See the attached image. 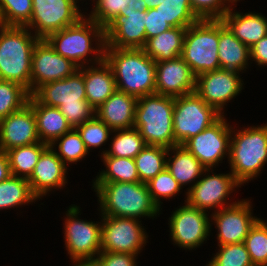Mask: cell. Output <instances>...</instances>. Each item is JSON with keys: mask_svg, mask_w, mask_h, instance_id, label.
Listing matches in <instances>:
<instances>
[{"mask_svg": "<svg viewBox=\"0 0 267 266\" xmlns=\"http://www.w3.org/2000/svg\"><path fill=\"white\" fill-rule=\"evenodd\" d=\"M72 266H101L97 258L93 259H74L71 260Z\"/></svg>", "mask_w": 267, "mask_h": 266, "instance_id": "obj_51", "label": "cell"}, {"mask_svg": "<svg viewBox=\"0 0 267 266\" xmlns=\"http://www.w3.org/2000/svg\"><path fill=\"white\" fill-rule=\"evenodd\" d=\"M194 14L200 19H221L231 8L227 0H189Z\"/></svg>", "mask_w": 267, "mask_h": 266, "instance_id": "obj_44", "label": "cell"}, {"mask_svg": "<svg viewBox=\"0 0 267 266\" xmlns=\"http://www.w3.org/2000/svg\"><path fill=\"white\" fill-rule=\"evenodd\" d=\"M32 0H0V25L25 27L32 14Z\"/></svg>", "mask_w": 267, "mask_h": 266, "instance_id": "obj_39", "label": "cell"}, {"mask_svg": "<svg viewBox=\"0 0 267 266\" xmlns=\"http://www.w3.org/2000/svg\"><path fill=\"white\" fill-rule=\"evenodd\" d=\"M58 109L72 129L78 128L95 116V109L90 104L60 105Z\"/></svg>", "mask_w": 267, "mask_h": 266, "instance_id": "obj_45", "label": "cell"}, {"mask_svg": "<svg viewBox=\"0 0 267 266\" xmlns=\"http://www.w3.org/2000/svg\"><path fill=\"white\" fill-rule=\"evenodd\" d=\"M238 129L232 125L227 162L234 178L244 186L257 179L267 163V123Z\"/></svg>", "mask_w": 267, "mask_h": 266, "instance_id": "obj_4", "label": "cell"}, {"mask_svg": "<svg viewBox=\"0 0 267 266\" xmlns=\"http://www.w3.org/2000/svg\"><path fill=\"white\" fill-rule=\"evenodd\" d=\"M32 3L31 19L25 27L40 39L76 24L85 16L77 0H32Z\"/></svg>", "mask_w": 267, "mask_h": 266, "instance_id": "obj_12", "label": "cell"}, {"mask_svg": "<svg viewBox=\"0 0 267 266\" xmlns=\"http://www.w3.org/2000/svg\"><path fill=\"white\" fill-rule=\"evenodd\" d=\"M39 40L27 27L0 25V80L18 83L30 93L32 53Z\"/></svg>", "mask_w": 267, "mask_h": 266, "instance_id": "obj_5", "label": "cell"}, {"mask_svg": "<svg viewBox=\"0 0 267 266\" xmlns=\"http://www.w3.org/2000/svg\"><path fill=\"white\" fill-rule=\"evenodd\" d=\"M244 244L254 266H267V220L259 218L255 222Z\"/></svg>", "mask_w": 267, "mask_h": 266, "instance_id": "obj_38", "label": "cell"}, {"mask_svg": "<svg viewBox=\"0 0 267 266\" xmlns=\"http://www.w3.org/2000/svg\"><path fill=\"white\" fill-rule=\"evenodd\" d=\"M78 69L76 64L57 53L45 39H40L32 53L30 94L45 83L73 75Z\"/></svg>", "mask_w": 267, "mask_h": 266, "instance_id": "obj_17", "label": "cell"}, {"mask_svg": "<svg viewBox=\"0 0 267 266\" xmlns=\"http://www.w3.org/2000/svg\"><path fill=\"white\" fill-rule=\"evenodd\" d=\"M84 76L86 100L96 110L115 91L116 83L111 67L105 60L78 69Z\"/></svg>", "mask_w": 267, "mask_h": 266, "instance_id": "obj_25", "label": "cell"}, {"mask_svg": "<svg viewBox=\"0 0 267 266\" xmlns=\"http://www.w3.org/2000/svg\"><path fill=\"white\" fill-rule=\"evenodd\" d=\"M172 26L163 18L159 10L150 8L146 10L145 15V32L146 41L160 33L167 31Z\"/></svg>", "mask_w": 267, "mask_h": 266, "instance_id": "obj_46", "label": "cell"}, {"mask_svg": "<svg viewBox=\"0 0 267 266\" xmlns=\"http://www.w3.org/2000/svg\"><path fill=\"white\" fill-rule=\"evenodd\" d=\"M236 6L221 18L235 37L251 48L255 43L267 35V18L262 13L235 11Z\"/></svg>", "mask_w": 267, "mask_h": 266, "instance_id": "obj_24", "label": "cell"}, {"mask_svg": "<svg viewBox=\"0 0 267 266\" xmlns=\"http://www.w3.org/2000/svg\"><path fill=\"white\" fill-rule=\"evenodd\" d=\"M11 175L7 154L4 151H0V182L8 179Z\"/></svg>", "mask_w": 267, "mask_h": 266, "instance_id": "obj_50", "label": "cell"}, {"mask_svg": "<svg viewBox=\"0 0 267 266\" xmlns=\"http://www.w3.org/2000/svg\"><path fill=\"white\" fill-rule=\"evenodd\" d=\"M218 44L219 19L198 20L187 27L181 58L196 77L220 69Z\"/></svg>", "mask_w": 267, "mask_h": 266, "instance_id": "obj_7", "label": "cell"}, {"mask_svg": "<svg viewBox=\"0 0 267 266\" xmlns=\"http://www.w3.org/2000/svg\"><path fill=\"white\" fill-rule=\"evenodd\" d=\"M231 6H237L236 3L240 2V0H227Z\"/></svg>", "mask_w": 267, "mask_h": 266, "instance_id": "obj_53", "label": "cell"}, {"mask_svg": "<svg viewBox=\"0 0 267 266\" xmlns=\"http://www.w3.org/2000/svg\"><path fill=\"white\" fill-rule=\"evenodd\" d=\"M81 207L71 204L65 211L64 246L69 259H93L101 252L102 215L101 221L80 219Z\"/></svg>", "mask_w": 267, "mask_h": 266, "instance_id": "obj_9", "label": "cell"}, {"mask_svg": "<svg viewBox=\"0 0 267 266\" xmlns=\"http://www.w3.org/2000/svg\"><path fill=\"white\" fill-rule=\"evenodd\" d=\"M138 98L116 91L95 110V115L113 131L133 128Z\"/></svg>", "mask_w": 267, "mask_h": 266, "instance_id": "obj_23", "label": "cell"}, {"mask_svg": "<svg viewBox=\"0 0 267 266\" xmlns=\"http://www.w3.org/2000/svg\"><path fill=\"white\" fill-rule=\"evenodd\" d=\"M186 29L185 27H171L167 31L149 38L142 49L155 62L181 56Z\"/></svg>", "mask_w": 267, "mask_h": 266, "instance_id": "obj_29", "label": "cell"}, {"mask_svg": "<svg viewBox=\"0 0 267 266\" xmlns=\"http://www.w3.org/2000/svg\"><path fill=\"white\" fill-rule=\"evenodd\" d=\"M49 146L67 167H70V164H77L79 161L82 162L89 154L76 129H71Z\"/></svg>", "mask_w": 267, "mask_h": 266, "instance_id": "obj_35", "label": "cell"}, {"mask_svg": "<svg viewBox=\"0 0 267 266\" xmlns=\"http://www.w3.org/2000/svg\"><path fill=\"white\" fill-rule=\"evenodd\" d=\"M222 115L195 92L174 98L173 131L175 145H183L215 123Z\"/></svg>", "mask_w": 267, "mask_h": 266, "instance_id": "obj_10", "label": "cell"}, {"mask_svg": "<svg viewBox=\"0 0 267 266\" xmlns=\"http://www.w3.org/2000/svg\"><path fill=\"white\" fill-rule=\"evenodd\" d=\"M144 2L146 3L148 9H150L158 6L161 3V0H144Z\"/></svg>", "mask_w": 267, "mask_h": 266, "instance_id": "obj_52", "label": "cell"}, {"mask_svg": "<svg viewBox=\"0 0 267 266\" xmlns=\"http://www.w3.org/2000/svg\"><path fill=\"white\" fill-rule=\"evenodd\" d=\"M40 142L36 117L32 107L26 104L22 109L0 119V151H8Z\"/></svg>", "mask_w": 267, "mask_h": 266, "instance_id": "obj_21", "label": "cell"}, {"mask_svg": "<svg viewBox=\"0 0 267 266\" xmlns=\"http://www.w3.org/2000/svg\"><path fill=\"white\" fill-rule=\"evenodd\" d=\"M166 168L186 192L201 178L206 169L200 161L183 145L168 148Z\"/></svg>", "mask_w": 267, "mask_h": 266, "instance_id": "obj_27", "label": "cell"}, {"mask_svg": "<svg viewBox=\"0 0 267 266\" xmlns=\"http://www.w3.org/2000/svg\"><path fill=\"white\" fill-rule=\"evenodd\" d=\"M218 58L220 69L243 75L251 67L250 48L235 37L221 19H219Z\"/></svg>", "mask_w": 267, "mask_h": 266, "instance_id": "obj_26", "label": "cell"}, {"mask_svg": "<svg viewBox=\"0 0 267 266\" xmlns=\"http://www.w3.org/2000/svg\"><path fill=\"white\" fill-rule=\"evenodd\" d=\"M146 11L119 14L104 27L105 47L142 49L146 44Z\"/></svg>", "mask_w": 267, "mask_h": 266, "instance_id": "obj_20", "label": "cell"}, {"mask_svg": "<svg viewBox=\"0 0 267 266\" xmlns=\"http://www.w3.org/2000/svg\"><path fill=\"white\" fill-rule=\"evenodd\" d=\"M45 40L57 53L71 60L79 68L104 60V28L86 15L76 24L49 34Z\"/></svg>", "mask_w": 267, "mask_h": 266, "instance_id": "obj_2", "label": "cell"}, {"mask_svg": "<svg viewBox=\"0 0 267 266\" xmlns=\"http://www.w3.org/2000/svg\"><path fill=\"white\" fill-rule=\"evenodd\" d=\"M102 216L154 219L162 214L147 184L141 182H92Z\"/></svg>", "mask_w": 267, "mask_h": 266, "instance_id": "obj_1", "label": "cell"}, {"mask_svg": "<svg viewBox=\"0 0 267 266\" xmlns=\"http://www.w3.org/2000/svg\"><path fill=\"white\" fill-rule=\"evenodd\" d=\"M92 9L87 18L96 22L101 27H105L111 20L124 10L125 0H89Z\"/></svg>", "mask_w": 267, "mask_h": 266, "instance_id": "obj_43", "label": "cell"}, {"mask_svg": "<svg viewBox=\"0 0 267 266\" xmlns=\"http://www.w3.org/2000/svg\"><path fill=\"white\" fill-rule=\"evenodd\" d=\"M39 103L51 107L72 104H90L86 100L83 74L77 70L73 75L45 83L31 94Z\"/></svg>", "mask_w": 267, "mask_h": 266, "instance_id": "obj_22", "label": "cell"}, {"mask_svg": "<svg viewBox=\"0 0 267 266\" xmlns=\"http://www.w3.org/2000/svg\"><path fill=\"white\" fill-rule=\"evenodd\" d=\"M76 130L89 153L95 148L97 149L105 146L107 142H109L113 131L96 115L92 119L81 124Z\"/></svg>", "mask_w": 267, "mask_h": 266, "instance_id": "obj_41", "label": "cell"}, {"mask_svg": "<svg viewBox=\"0 0 267 266\" xmlns=\"http://www.w3.org/2000/svg\"><path fill=\"white\" fill-rule=\"evenodd\" d=\"M172 27H189L200 20L193 12L189 0H161L155 7Z\"/></svg>", "mask_w": 267, "mask_h": 266, "instance_id": "obj_36", "label": "cell"}, {"mask_svg": "<svg viewBox=\"0 0 267 266\" xmlns=\"http://www.w3.org/2000/svg\"><path fill=\"white\" fill-rule=\"evenodd\" d=\"M148 9L144 0H125L124 10L120 14H131L134 11H146Z\"/></svg>", "mask_w": 267, "mask_h": 266, "instance_id": "obj_49", "label": "cell"}, {"mask_svg": "<svg viewBox=\"0 0 267 266\" xmlns=\"http://www.w3.org/2000/svg\"><path fill=\"white\" fill-rule=\"evenodd\" d=\"M241 186L231 172L216 174L214 168L205 169L201 178L186 192L184 202L211 214L237 203L239 199L232 201L230 195Z\"/></svg>", "mask_w": 267, "mask_h": 266, "instance_id": "obj_8", "label": "cell"}, {"mask_svg": "<svg viewBox=\"0 0 267 266\" xmlns=\"http://www.w3.org/2000/svg\"><path fill=\"white\" fill-rule=\"evenodd\" d=\"M49 145L40 142L15 147L6 151L11 174L28 179L42 154Z\"/></svg>", "mask_w": 267, "mask_h": 266, "instance_id": "obj_33", "label": "cell"}, {"mask_svg": "<svg viewBox=\"0 0 267 266\" xmlns=\"http://www.w3.org/2000/svg\"><path fill=\"white\" fill-rule=\"evenodd\" d=\"M29 91L18 83L0 80V119L28 104Z\"/></svg>", "mask_w": 267, "mask_h": 266, "instance_id": "obj_37", "label": "cell"}, {"mask_svg": "<svg viewBox=\"0 0 267 266\" xmlns=\"http://www.w3.org/2000/svg\"><path fill=\"white\" fill-rule=\"evenodd\" d=\"M39 199L32 193L26 178L11 175L0 182V211L35 204Z\"/></svg>", "mask_w": 267, "mask_h": 266, "instance_id": "obj_30", "label": "cell"}, {"mask_svg": "<svg viewBox=\"0 0 267 266\" xmlns=\"http://www.w3.org/2000/svg\"><path fill=\"white\" fill-rule=\"evenodd\" d=\"M68 167L48 146L41 154L31 176L27 179L32 193L42 200L56 190H63L68 185ZM50 194V195H49Z\"/></svg>", "mask_w": 267, "mask_h": 266, "instance_id": "obj_18", "label": "cell"}, {"mask_svg": "<svg viewBox=\"0 0 267 266\" xmlns=\"http://www.w3.org/2000/svg\"><path fill=\"white\" fill-rule=\"evenodd\" d=\"M173 112L174 97L157 93L139 97L133 127L147 145L171 148L175 146Z\"/></svg>", "mask_w": 267, "mask_h": 266, "instance_id": "obj_6", "label": "cell"}, {"mask_svg": "<svg viewBox=\"0 0 267 266\" xmlns=\"http://www.w3.org/2000/svg\"><path fill=\"white\" fill-rule=\"evenodd\" d=\"M241 76L238 72L225 69L202 73L196 77L195 93L224 116L227 103L244 89L245 82Z\"/></svg>", "mask_w": 267, "mask_h": 266, "instance_id": "obj_15", "label": "cell"}, {"mask_svg": "<svg viewBox=\"0 0 267 266\" xmlns=\"http://www.w3.org/2000/svg\"><path fill=\"white\" fill-rule=\"evenodd\" d=\"M250 61L259 68L267 67V35L250 48Z\"/></svg>", "mask_w": 267, "mask_h": 266, "instance_id": "obj_48", "label": "cell"}, {"mask_svg": "<svg viewBox=\"0 0 267 266\" xmlns=\"http://www.w3.org/2000/svg\"><path fill=\"white\" fill-rule=\"evenodd\" d=\"M145 229L138 219L102 216L101 252L139 255L149 240Z\"/></svg>", "mask_w": 267, "mask_h": 266, "instance_id": "obj_13", "label": "cell"}, {"mask_svg": "<svg viewBox=\"0 0 267 266\" xmlns=\"http://www.w3.org/2000/svg\"><path fill=\"white\" fill-rule=\"evenodd\" d=\"M28 104L32 107L37 122V132L42 143L52 144L72 128L57 107L39 103L32 95Z\"/></svg>", "mask_w": 267, "mask_h": 266, "instance_id": "obj_28", "label": "cell"}, {"mask_svg": "<svg viewBox=\"0 0 267 266\" xmlns=\"http://www.w3.org/2000/svg\"><path fill=\"white\" fill-rule=\"evenodd\" d=\"M104 169L99 170L92 182H140L134 159L100 156Z\"/></svg>", "mask_w": 267, "mask_h": 266, "instance_id": "obj_31", "label": "cell"}, {"mask_svg": "<svg viewBox=\"0 0 267 266\" xmlns=\"http://www.w3.org/2000/svg\"><path fill=\"white\" fill-rule=\"evenodd\" d=\"M195 83L196 76L181 56L156 62L155 93L180 97L194 93Z\"/></svg>", "mask_w": 267, "mask_h": 266, "instance_id": "obj_19", "label": "cell"}, {"mask_svg": "<svg viewBox=\"0 0 267 266\" xmlns=\"http://www.w3.org/2000/svg\"><path fill=\"white\" fill-rule=\"evenodd\" d=\"M185 204V205H184ZM168 219L172 244L182 250H196L209 240L211 214L188 205L175 208ZM206 241V242H205Z\"/></svg>", "mask_w": 267, "mask_h": 266, "instance_id": "obj_11", "label": "cell"}, {"mask_svg": "<svg viewBox=\"0 0 267 266\" xmlns=\"http://www.w3.org/2000/svg\"><path fill=\"white\" fill-rule=\"evenodd\" d=\"M138 255L122 252H100L96 257L101 266H138Z\"/></svg>", "mask_w": 267, "mask_h": 266, "instance_id": "obj_47", "label": "cell"}, {"mask_svg": "<svg viewBox=\"0 0 267 266\" xmlns=\"http://www.w3.org/2000/svg\"><path fill=\"white\" fill-rule=\"evenodd\" d=\"M168 148L146 145L134 158L141 183H148L166 168Z\"/></svg>", "mask_w": 267, "mask_h": 266, "instance_id": "obj_34", "label": "cell"}, {"mask_svg": "<svg viewBox=\"0 0 267 266\" xmlns=\"http://www.w3.org/2000/svg\"><path fill=\"white\" fill-rule=\"evenodd\" d=\"M78 2H80V1H83V2H81V3H83L84 4V1H86V0H77Z\"/></svg>", "mask_w": 267, "mask_h": 266, "instance_id": "obj_54", "label": "cell"}, {"mask_svg": "<svg viewBox=\"0 0 267 266\" xmlns=\"http://www.w3.org/2000/svg\"><path fill=\"white\" fill-rule=\"evenodd\" d=\"M217 246V252L205 266H254L244 242Z\"/></svg>", "mask_w": 267, "mask_h": 266, "instance_id": "obj_40", "label": "cell"}, {"mask_svg": "<svg viewBox=\"0 0 267 266\" xmlns=\"http://www.w3.org/2000/svg\"><path fill=\"white\" fill-rule=\"evenodd\" d=\"M116 89L137 98L155 93L156 62L143 49L105 47Z\"/></svg>", "mask_w": 267, "mask_h": 266, "instance_id": "obj_3", "label": "cell"}, {"mask_svg": "<svg viewBox=\"0 0 267 266\" xmlns=\"http://www.w3.org/2000/svg\"><path fill=\"white\" fill-rule=\"evenodd\" d=\"M109 148L101 150L99 156L126 157L134 159L147 145L137 128L112 131Z\"/></svg>", "mask_w": 267, "mask_h": 266, "instance_id": "obj_32", "label": "cell"}, {"mask_svg": "<svg viewBox=\"0 0 267 266\" xmlns=\"http://www.w3.org/2000/svg\"><path fill=\"white\" fill-rule=\"evenodd\" d=\"M147 184L153 202L162 210L163 199L169 200L182 193V187L167 168L157 174Z\"/></svg>", "mask_w": 267, "mask_h": 266, "instance_id": "obj_42", "label": "cell"}, {"mask_svg": "<svg viewBox=\"0 0 267 266\" xmlns=\"http://www.w3.org/2000/svg\"><path fill=\"white\" fill-rule=\"evenodd\" d=\"M226 116L183 144L206 169L218 167L229 157L232 125Z\"/></svg>", "mask_w": 267, "mask_h": 266, "instance_id": "obj_14", "label": "cell"}, {"mask_svg": "<svg viewBox=\"0 0 267 266\" xmlns=\"http://www.w3.org/2000/svg\"><path fill=\"white\" fill-rule=\"evenodd\" d=\"M252 209L251 199L242 198L232 206L211 213V231L214 225L217 231V245L245 241L250 228L259 219L256 215L253 216Z\"/></svg>", "mask_w": 267, "mask_h": 266, "instance_id": "obj_16", "label": "cell"}]
</instances>
